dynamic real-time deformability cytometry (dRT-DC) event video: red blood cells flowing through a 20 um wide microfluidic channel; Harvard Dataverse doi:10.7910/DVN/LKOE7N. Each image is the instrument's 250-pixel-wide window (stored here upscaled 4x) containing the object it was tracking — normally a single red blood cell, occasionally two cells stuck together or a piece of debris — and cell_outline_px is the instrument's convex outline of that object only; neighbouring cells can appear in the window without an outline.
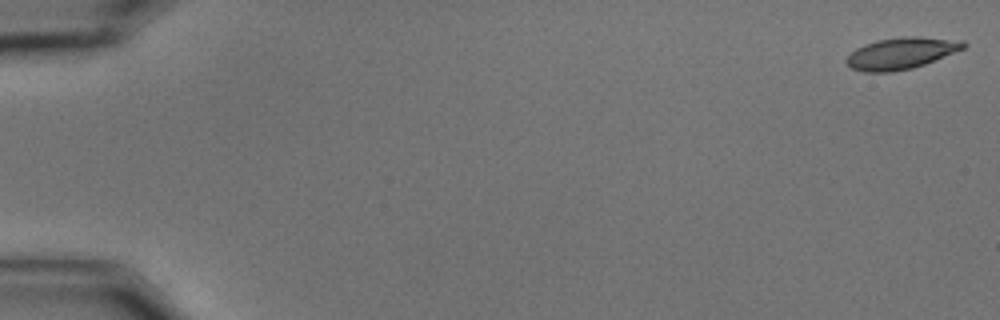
{"species": "common noctule bat (a hibernating species)", "species_latin": "Nyctalus noctula", "temperature_condition": "cold", "stored_images_in_passage": 13, "camera_frame_rate_fps": 3000, "um_per_image_px": 0.085, "animal": {"sex": "male", "body_mass_g": 15.6}, "frame": {"image": 1, "passage_image": 1, "time_ms": 0.0, "image_size_px": [1000, 320], "cell_outline_px": [[968, 44], [964, 48], [924, 64], [912, 68], [892, 72], [864, 72], [852, 68], [844, 60], [856, 48], [864, 44], [876, 40], [900, 36], [916, 36], [964, 40]], "centroid_in_image_um": [76.6, 4.51], "position_along_channel_um": 8.4, "area_um2": 21.56}}